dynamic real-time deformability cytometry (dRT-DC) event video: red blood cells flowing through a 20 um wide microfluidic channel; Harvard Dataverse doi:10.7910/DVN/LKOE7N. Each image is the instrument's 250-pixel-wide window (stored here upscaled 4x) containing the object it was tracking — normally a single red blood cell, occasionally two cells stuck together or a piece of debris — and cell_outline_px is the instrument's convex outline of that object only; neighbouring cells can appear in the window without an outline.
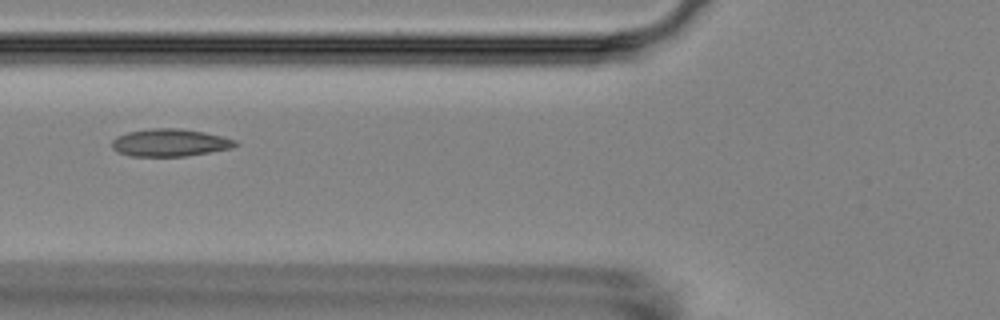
{"species": "Egyptian fruit bat (a non-hibernating species)", "species_latin": "Rousettus aegyptiacus", "temperature_condition": "room temperature", "stored_images_in_passage": 11, "camera_frame_rate_fps": 3000, "um_per_image_px": 0.085, "animal": {"sex": "female"}, "frame": {"image": 1, "passage_image": 2, "time_ms": 1.333, "image_size_px": [1000, 320], "cell_outline_px": [[240, 144], [232, 148], [184, 156], [128, 156], [116, 152], [112, 148], [112, 140], [116, 136], [128, 132], [148, 128], [180, 128], [204, 132], [236, 140]], "centroid_in_image_um": [14.4, 12.12], "position_along_channel_um": 111.4, "area_um2": 19.88}}
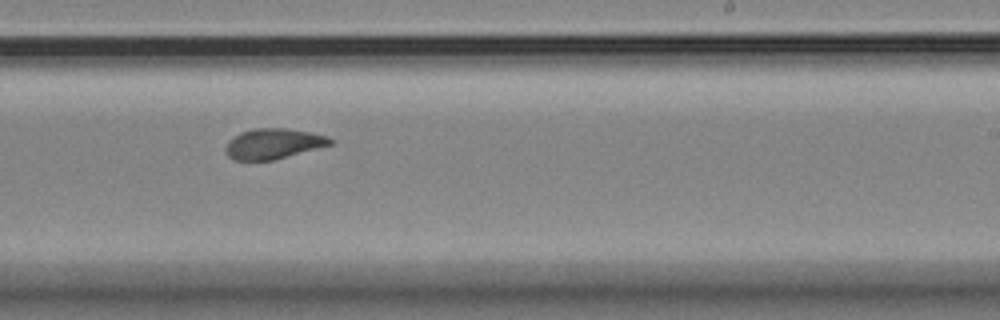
{"frame": {"image": 2, "passage_image": 6, "time_ms": 5.667, "image_size_px": [1000, 320], "cell_outline_px": [[336, 144], [272, 160], [232, 160], [228, 156], [224, 148], [228, 140], [240, 132], [256, 128], [288, 128], [312, 132], [328, 136], [336, 140]], "centroid_in_image_um": [23.29, 12.21], "position_along_channel_um": 265.7, "area_um2": 18.9}}
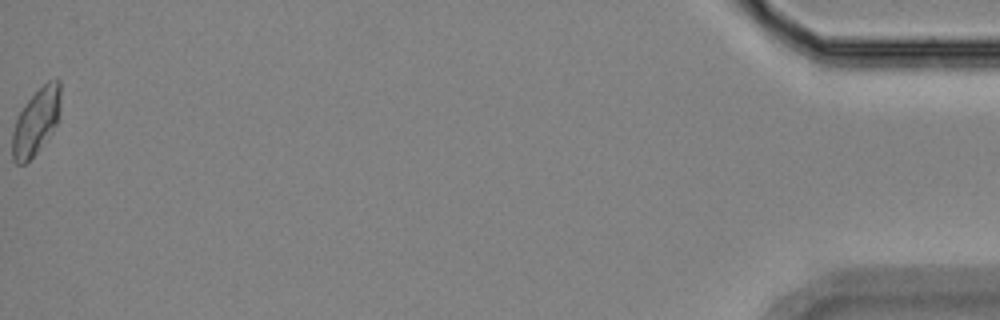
{"frame": {"image": 3, "passage_image": 11, "time_ms": 13.0, "image_size_px": [1000, 320], "cell_outline_px": [[60, 116], [52, 132], [36, 152], [24, 164], [16, 164], [12, 160], [12, 132], [16, 116], [24, 104], [48, 80], [60, 80]], "centroid_in_image_um": [3.05, 10.34], "position_along_channel_um": 432.2, "area_um2": 18.61}, "authors_computed_cell_mechanics": {"area_um2": 18.9006, "velocity_mm_per_s": 3.5682, "shape_relaxation_time_tau1_ms": 8.2919, "shape_relaxation_time_tau2_ms": 1.8374, "deformation_change_tau1": 0.1647, "deformation_change_tau2": 0.0261}}